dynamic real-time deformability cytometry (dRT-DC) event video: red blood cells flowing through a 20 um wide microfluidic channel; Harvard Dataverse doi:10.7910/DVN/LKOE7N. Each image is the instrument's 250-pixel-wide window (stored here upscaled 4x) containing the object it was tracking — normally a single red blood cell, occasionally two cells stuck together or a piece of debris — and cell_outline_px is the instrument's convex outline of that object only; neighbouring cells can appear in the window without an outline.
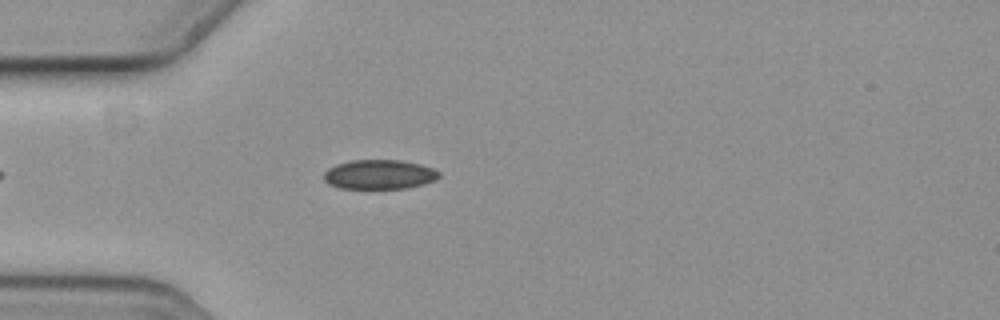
{"species": "common noctule bat (a hibernating species)", "species_latin": "Nyctalus noctula", "temperature_condition": "cold", "stored_images_in_passage": 23, "camera_frame_rate_fps": 3000, "um_per_image_px": 0.085, "animal": {"sex": "female", "body_mass_g": 19.3, "forearm_length_mm": 54.1}, "frame": {"image": 1, "passage_image": 5, "time_ms": 1.333, "image_size_px": [1000, 320], "cell_outline_px": [[440, 176], [432, 180], [420, 184], [404, 188], [340, 188], [328, 184], [324, 180], [324, 172], [328, 168], [336, 164], [352, 160], [400, 160], [420, 164], [432, 168], [440, 172]], "centroid_in_image_um": [32.19, 14.82], "position_along_channel_um": 52.8, "area_um2": 19.54}}
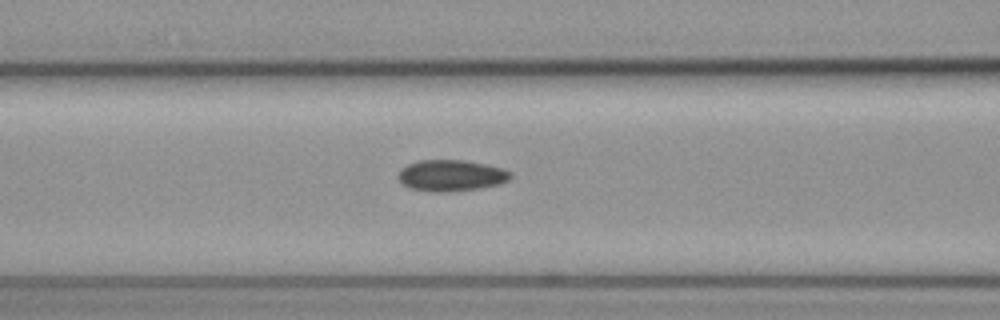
{"frame": {"image": 2, "passage_image": 12, "time_ms": 3.667, "image_size_px": [1000, 320], "cell_outline_px": [[512, 176], [508, 180], [500, 184], [476, 188], [448, 192], [432, 192], [412, 188], [404, 184], [396, 176], [400, 168], [408, 164], [420, 160], [464, 160], [504, 168], [512, 172]], "centroid_in_image_um": [38.34, 14.91], "position_along_channel_um": 128.3, "area_um2": 20.46}}
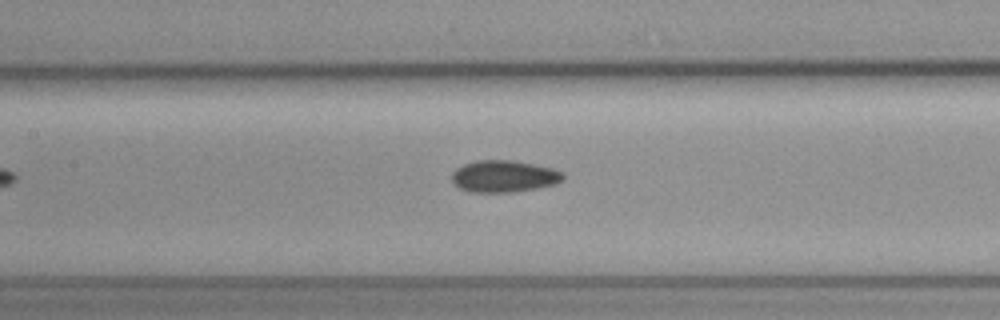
{"frame": {"image": 3, "passage_image": 15, "time_ms": 4.667, "image_size_px": [1000, 320], "cell_outline_px": [[564, 176], [556, 184], [536, 188], [512, 192], [468, 192], [460, 188], [452, 180], [452, 172], [456, 168], [464, 164], [476, 160], [512, 160], [552, 168], [564, 172]], "centroid_in_image_um": [42.82, 14.98], "position_along_channel_um": 164.6, "area_um2": 20.58}}